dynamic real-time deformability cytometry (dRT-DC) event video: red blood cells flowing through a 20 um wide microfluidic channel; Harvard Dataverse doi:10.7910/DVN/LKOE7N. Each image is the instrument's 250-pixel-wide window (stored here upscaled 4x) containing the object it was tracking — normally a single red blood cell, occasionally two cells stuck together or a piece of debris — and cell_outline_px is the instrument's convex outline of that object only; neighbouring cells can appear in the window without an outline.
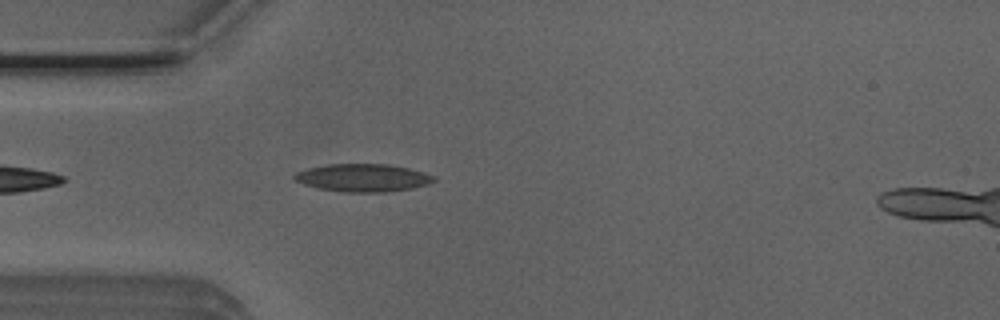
{"species": "Egyptian fruit bat (a non-hibernating species)", "species_latin": "Rousettus aegyptiacus", "temperature_condition": "room temperature", "stored_images_in_passage": 41, "camera_frame_rate_fps": 3000, "um_per_image_px": 0.085, "animal": {"sex": "male"}, "frame": {"image": 1, "passage_image": 4, "time_ms": 1.0, "image_size_px": [1000, 320], "cell_outline_px": [[436, 180], [428, 184], [412, 188], [384, 192], [340, 192], [316, 188], [304, 184], [296, 180], [292, 176], [296, 172], [308, 168], [328, 164], [388, 164], [408, 168], [424, 172], [436, 176]], "centroid_in_image_um": [30.85, 15.11], "position_along_channel_um": 54.2, "area_um2": 22.66}}
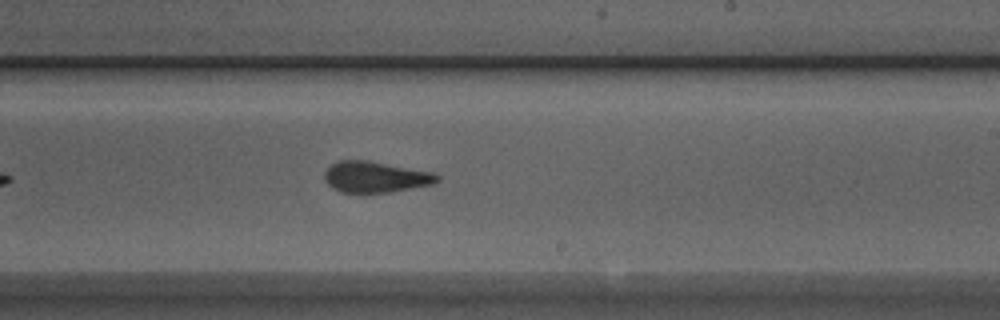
{"frame": {"image": 2, "passage_image": 20, "time_ms": 6.333, "image_size_px": [1000, 320], "cell_outline_px": [[440, 180], [432, 184], [392, 192], [340, 192], [332, 188], [324, 180], [324, 172], [332, 164], [340, 160], [368, 160], [436, 172], [440, 176]], "centroid_in_image_um": [31.94, 15.03], "position_along_channel_um": 257.1, "area_um2": 20.58}}
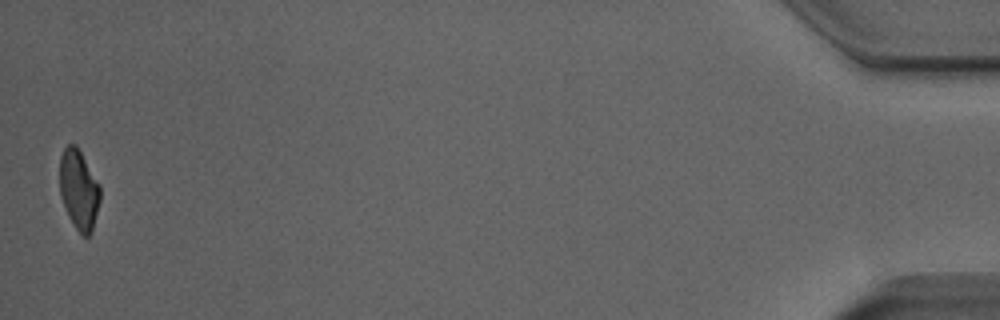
{"frame": {"image": 3, "passage_image": 41, "time_ms": 13.333, "image_size_px": [1000, 320], "cell_outline_px": [[100, 200], [92, 232], [88, 236], [84, 236], [76, 228], [68, 216], [60, 196], [60, 156], [64, 148], [68, 144], [76, 144], [100, 184]], "centroid_in_image_um": [6.7, 16.1], "position_along_channel_um": 428.5, "area_um2": 18.84}, "authors_computed_cell_mechanics": {"area_um2": 20.9236, "velocity_mm_per_s": 3.9008, "shape_relaxation_time_tau1_ms": null, "shape_relaxation_time_tau2_ms": 1.7075, "deformation_change_tau1": null, "deformation_change_tau2": 0.1}}